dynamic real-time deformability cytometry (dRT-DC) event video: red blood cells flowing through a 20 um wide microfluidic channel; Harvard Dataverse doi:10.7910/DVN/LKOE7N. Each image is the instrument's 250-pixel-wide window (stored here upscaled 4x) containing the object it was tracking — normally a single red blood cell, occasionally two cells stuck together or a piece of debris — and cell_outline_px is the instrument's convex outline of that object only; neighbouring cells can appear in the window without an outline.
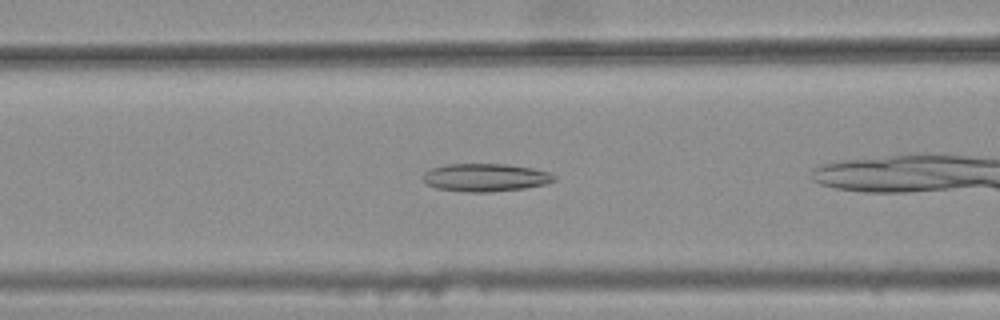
{"species": "common noctule bat (a hibernating species)", "species_latin": "Nyctalus noctula", "temperature_condition": "warm", "stored_images_in_passage": 30, "camera_frame_rate_fps": 3000, "um_per_image_px": 0.085, "animal": {"sex": "female", "body_mass_g": 25.1}, "frame": {"image": 1, "passage_image": 5, "time_ms": 1.333, "image_size_px": [1000, 320], "cell_outline_px": [[556, 180], [544, 184], [524, 188], [488, 192], [472, 192], [436, 188], [428, 184], [424, 180], [424, 172], [432, 168], [444, 164], [508, 164], [532, 168], [548, 172], [556, 176]], "centroid_in_image_um": [41.27, 15.08], "position_along_channel_um": 125.3, "area_um2": 21.15}}
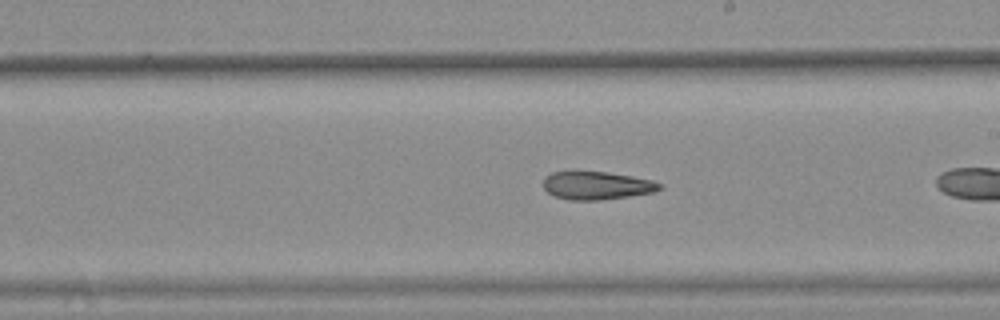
{"frame": {"image": 2, "passage_image": 14, "time_ms": 4.333, "image_size_px": [1000, 320], "cell_outline_px": [[664, 184], [660, 188], [652, 192], [628, 196], [600, 200], [568, 200], [556, 196], [548, 192], [544, 188], [544, 176], [552, 172], [604, 172], [632, 176], [652, 180]], "centroid_in_image_um": [50.72, 15.77], "position_along_channel_um": 238.3, "area_um2": 18.79}}
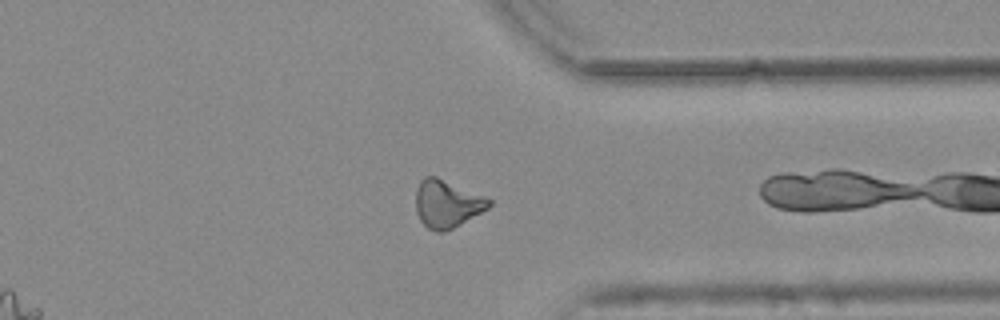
{"frame": {"image": 3, "passage_image": 25, "time_ms": 8.0, "image_size_px": [1000, 320], "cell_outline_px": [[492, 204], [488, 208], [452, 228], [444, 232], [436, 232], [428, 228], [420, 220], [416, 212], [416, 188], [420, 180], [424, 176], [436, 176], [484, 196], [492, 200]], "centroid_in_image_um": [37.96, 17.31], "position_along_channel_um": 373.4, "area_um2": 20.17}}